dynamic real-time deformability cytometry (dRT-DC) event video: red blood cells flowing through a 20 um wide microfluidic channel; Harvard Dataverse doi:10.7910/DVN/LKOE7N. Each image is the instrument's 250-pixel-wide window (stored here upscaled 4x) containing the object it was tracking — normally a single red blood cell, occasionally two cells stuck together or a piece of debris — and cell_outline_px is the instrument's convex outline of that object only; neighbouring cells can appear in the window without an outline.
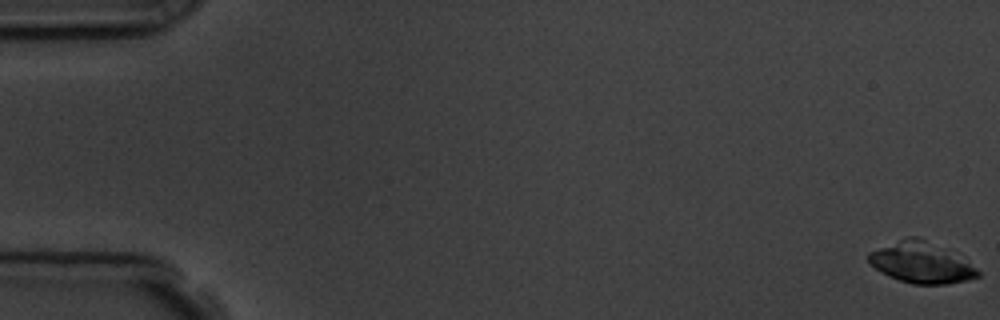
{"species": "common noctule bat (a hibernating species)", "species_latin": "Nyctalus noctula", "temperature_condition": "room temperature", "stored_images_in_passage": 6, "camera_frame_rate_fps": 3000, "um_per_image_px": 0.085, "animal": {"sex": "male", "body_mass_g": 19.5, "forearm_length_mm": 54.6}, "frame": {"image": 1, "passage_image": 1, "time_ms": 0.0, "image_size_px": [1000, 320], "cell_outline_px": [[980, 276], [948, 284], [912, 284], [888, 276], [880, 272], [868, 260], [868, 252], [908, 236], [916, 236], [924, 240], [976, 268], [980, 272]], "centroid_in_image_um": [78.21, 22.35], "position_along_channel_um": 6.8, "area_um2": 24.91}}
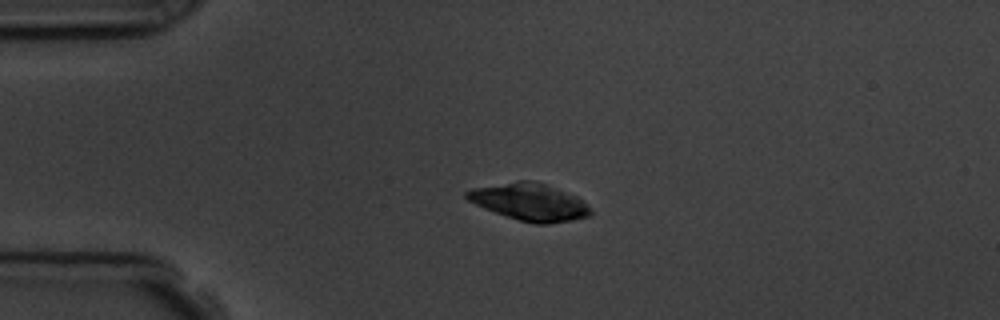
{"frame": {"image": 2, "passage_image": 5, "time_ms": 4.333, "image_size_px": [1000, 320], "cell_outline_px": [[592, 216], [572, 220], [548, 224], [536, 224], [520, 220], [484, 208], [468, 200], [464, 196], [464, 192], [472, 188], [520, 180], [536, 180], [568, 192], [584, 200], [588, 204], [592, 212]], "centroid_in_image_um": [45.06, 17.16], "position_along_channel_um": 39.9, "area_um2": 26.93}}